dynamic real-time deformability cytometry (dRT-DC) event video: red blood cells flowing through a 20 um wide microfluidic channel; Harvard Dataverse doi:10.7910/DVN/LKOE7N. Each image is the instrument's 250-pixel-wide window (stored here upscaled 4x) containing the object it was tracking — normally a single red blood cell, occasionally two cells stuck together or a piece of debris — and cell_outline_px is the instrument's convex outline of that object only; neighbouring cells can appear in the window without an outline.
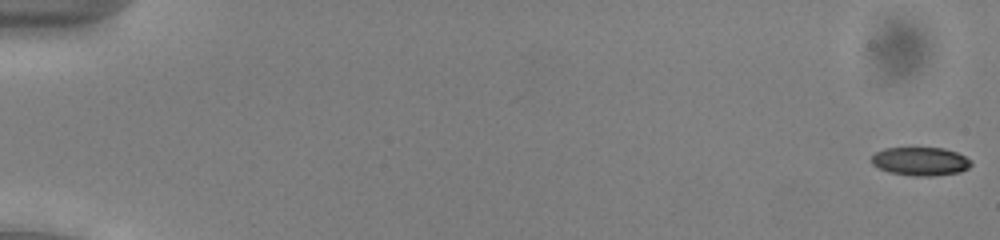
{"species": "common noctule bat (a hibernating species)", "species_latin": "Nyctalus noctula", "temperature_condition": "cold", "stored_images_in_passage": 54, "camera_frame_rate_fps": 3000, "um_per_image_px": 0.085, "animal": {"sex": "male", "body_mass_g": 13.0, "forearm_length_mm": 53.1}, "frame": {"image": 1, "passage_image": 1, "time_ms": 0.0, "image_size_px": [1000, 240], "cell_outline_px": [[972, 164], [968, 168], [960, 172], [932, 176], [912, 176], [888, 172], [872, 164], [872, 156], [876, 152], [884, 148], [944, 148], [956, 152], [972, 160]], "centroid_in_image_um": [78.25, 13.72], "position_along_channel_um": 6.7, "area_um2": 16.53}}
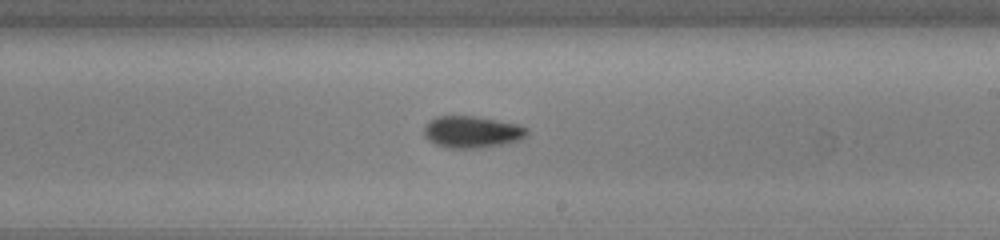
{"frame": {"image": 2, "passage_image": 33, "time_ms": 10.667, "image_size_px": [1000, 240], "cell_outline_px": [[528, 136], [520, 140], [504, 144], [480, 148], [444, 148], [428, 140], [424, 136], [424, 124], [436, 116], [472, 116], [516, 124], [528, 128]], "centroid_in_image_um": [40.1, 11.23], "position_along_channel_um": 248.9, "area_um2": 19.19}}
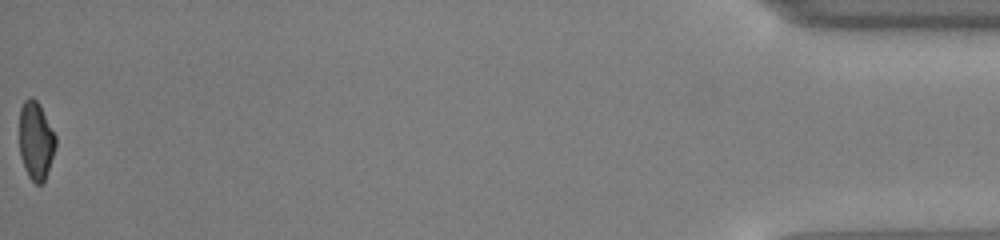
{"frame": {"image": 3, "passage_image": 54, "time_ms": 17.667, "image_size_px": [1000, 240], "cell_outline_px": [[56, 148], [44, 184], [36, 184], [28, 176], [24, 168], [20, 156], [20, 108], [24, 100], [28, 96], [32, 96], [40, 104], [56, 136]], "centroid_in_image_um": [3.06, 11.96], "position_along_channel_um": 432.1, "area_um2": 16.82}, "authors_computed_cell_mechanics": {"area_um2": 17.8024, "velocity_mm_per_s": 3.9436, "shape_relaxation_time_tau1_ms": 1.8523, "shape_relaxation_time_tau2_ms": 3.4402, "deformation_change_tau1": 0.1036, "deformation_change_tau2": 0.0995}}